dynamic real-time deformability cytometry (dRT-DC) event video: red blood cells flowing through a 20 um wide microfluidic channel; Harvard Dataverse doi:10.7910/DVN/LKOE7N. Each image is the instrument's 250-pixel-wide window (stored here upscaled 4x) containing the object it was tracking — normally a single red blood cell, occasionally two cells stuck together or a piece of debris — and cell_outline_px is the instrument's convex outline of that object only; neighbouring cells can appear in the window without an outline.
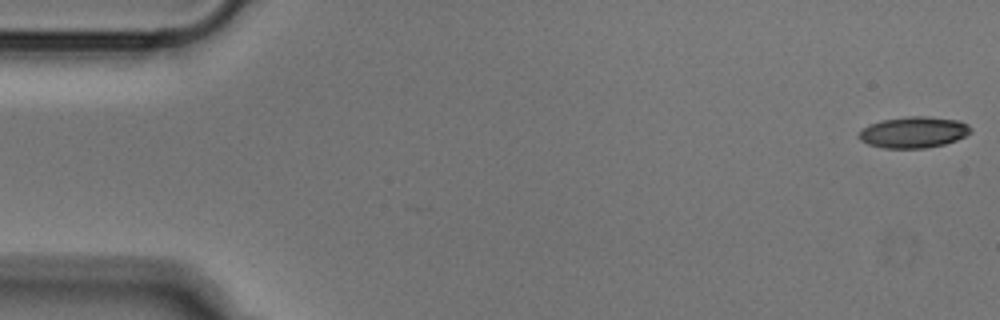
{"species": "Egyptian fruit bat (a non-hibernating species)", "species_latin": "Rousettus aegyptiacus", "temperature_condition": "cold", "stored_images_in_passage": 51, "camera_frame_rate_fps": 3000, "um_per_image_px": 0.085, "animal": {"sex": "male"}, "frame": {"image": 1, "passage_image": 1, "time_ms": 0.0, "image_size_px": [1000, 320], "cell_outline_px": [[972, 132], [956, 140], [944, 144], [924, 148], [884, 148], [868, 144], [860, 140], [856, 136], [868, 124], [880, 120], [908, 116], [928, 116], [960, 120], [968, 124], [972, 128]], "centroid_in_image_um": [77.66, 11.23], "position_along_channel_um": 7.3, "area_um2": 20.52}}
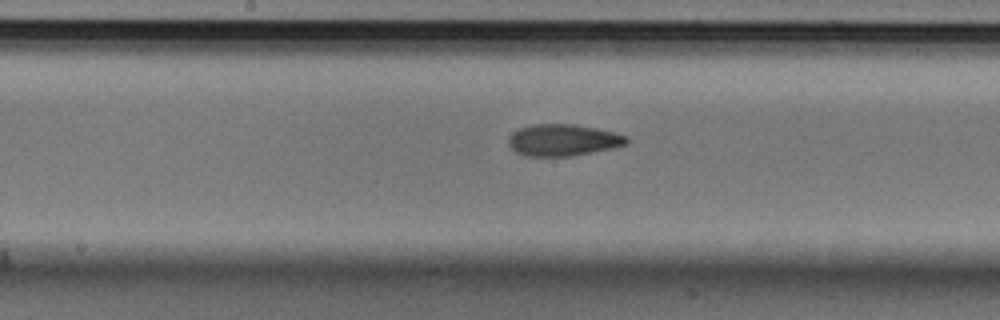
{"frame": {"image": 2, "passage_image": 26, "time_ms": 8.333, "image_size_px": [1000, 320], "cell_outline_px": [[628, 144], [612, 148], [572, 156], [524, 156], [516, 152], [508, 144], [508, 140], [512, 132], [520, 128], [532, 124], [572, 124], [596, 128], [616, 132], [628, 136]], "centroid_in_image_um": [47.87, 11.9], "position_along_channel_um": 200.3, "area_um2": 21.91}}
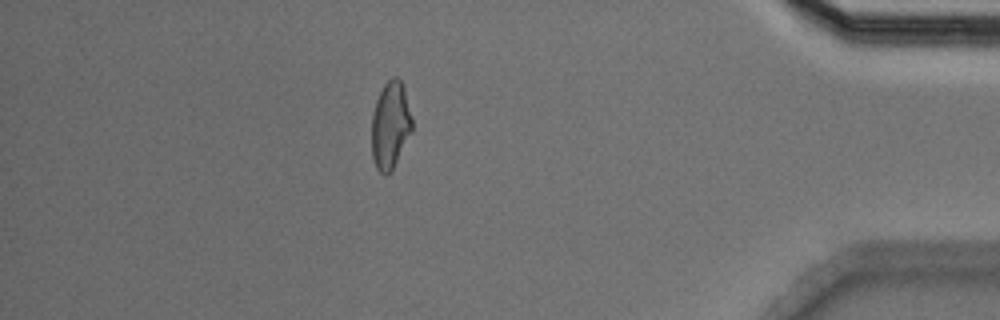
{"frame": {"image": 3, "passage_image": 45, "time_ms": 14.667, "image_size_px": [1000, 320], "cell_outline_px": [[412, 132], [392, 168], [384, 176], [376, 168], [372, 156], [372, 116], [376, 100], [384, 84], [392, 76], [396, 76], [400, 80], [404, 88], [412, 120]], "centroid_in_image_um": [33.17, 10.62], "position_along_channel_um": 402.0, "area_um2": 20.29}}